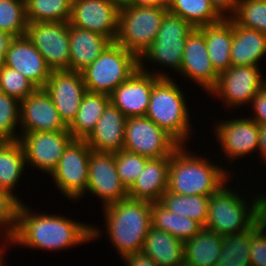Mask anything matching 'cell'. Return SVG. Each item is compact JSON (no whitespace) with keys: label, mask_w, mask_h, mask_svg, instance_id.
<instances>
[{"label":"cell","mask_w":266,"mask_h":266,"mask_svg":"<svg viewBox=\"0 0 266 266\" xmlns=\"http://www.w3.org/2000/svg\"><path fill=\"white\" fill-rule=\"evenodd\" d=\"M39 213L22 202L12 237L14 245L53 252L91 242L102 234L94 225L60 214Z\"/></svg>","instance_id":"obj_1"},{"label":"cell","mask_w":266,"mask_h":266,"mask_svg":"<svg viewBox=\"0 0 266 266\" xmlns=\"http://www.w3.org/2000/svg\"><path fill=\"white\" fill-rule=\"evenodd\" d=\"M181 145L171 156L169 164L168 192L178 195L211 196L217 192L233 173L206 159V155H196ZM189 151V152H188ZM222 166V167H221ZM231 173V174H230Z\"/></svg>","instance_id":"obj_2"},{"label":"cell","mask_w":266,"mask_h":266,"mask_svg":"<svg viewBox=\"0 0 266 266\" xmlns=\"http://www.w3.org/2000/svg\"><path fill=\"white\" fill-rule=\"evenodd\" d=\"M151 203L126 198L103 209L105 228L109 242L120 258L142 251L151 221Z\"/></svg>","instance_id":"obj_3"},{"label":"cell","mask_w":266,"mask_h":266,"mask_svg":"<svg viewBox=\"0 0 266 266\" xmlns=\"http://www.w3.org/2000/svg\"><path fill=\"white\" fill-rule=\"evenodd\" d=\"M225 183L209 198L208 216L205 227L220 235L243 232L249 229L262 215L266 195L255 191L251 202ZM239 194V195H238ZM245 198V200H244ZM248 202V203H247Z\"/></svg>","instance_id":"obj_4"},{"label":"cell","mask_w":266,"mask_h":266,"mask_svg":"<svg viewBox=\"0 0 266 266\" xmlns=\"http://www.w3.org/2000/svg\"><path fill=\"white\" fill-rule=\"evenodd\" d=\"M171 77H160L153 85L146 117L167 131L181 145L191 137L190 113L185 93Z\"/></svg>","instance_id":"obj_5"},{"label":"cell","mask_w":266,"mask_h":266,"mask_svg":"<svg viewBox=\"0 0 266 266\" xmlns=\"http://www.w3.org/2000/svg\"><path fill=\"white\" fill-rule=\"evenodd\" d=\"M139 68V58L116 42H111L102 54L83 71L88 92L110 95Z\"/></svg>","instance_id":"obj_6"},{"label":"cell","mask_w":266,"mask_h":266,"mask_svg":"<svg viewBox=\"0 0 266 266\" xmlns=\"http://www.w3.org/2000/svg\"><path fill=\"white\" fill-rule=\"evenodd\" d=\"M167 8L122 4L115 42L140 58L157 37Z\"/></svg>","instance_id":"obj_7"},{"label":"cell","mask_w":266,"mask_h":266,"mask_svg":"<svg viewBox=\"0 0 266 266\" xmlns=\"http://www.w3.org/2000/svg\"><path fill=\"white\" fill-rule=\"evenodd\" d=\"M193 29L189 22L167 12L154 42L139 58V66L149 62L167 69L171 68L178 73L181 69L187 36Z\"/></svg>","instance_id":"obj_8"},{"label":"cell","mask_w":266,"mask_h":266,"mask_svg":"<svg viewBox=\"0 0 266 266\" xmlns=\"http://www.w3.org/2000/svg\"><path fill=\"white\" fill-rule=\"evenodd\" d=\"M91 151L85 139H73L50 174L55 186L68 200L78 201L86 194Z\"/></svg>","instance_id":"obj_9"},{"label":"cell","mask_w":266,"mask_h":266,"mask_svg":"<svg viewBox=\"0 0 266 266\" xmlns=\"http://www.w3.org/2000/svg\"><path fill=\"white\" fill-rule=\"evenodd\" d=\"M181 144L146 116L129 117L123 149L149 159L170 157Z\"/></svg>","instance_id":"obj_10"},{"label":"cell","mask_w":266,"mask_h":266,"mask_svg":"<svg viewBox=\"0 0 266 266\" xmlns=\"http://www.w3.org/2000/svg\"><path fill=\"white\" fill-rule=\"evenodd\" d=\"M265 85L260 66H230L219 74L215 87L208 94L221 98L227 108L238 109L249 105Z\"/></svg>","instance_id":"obj_11"},{"label":"cell","mask_w":266,"mask_h":266,"mask_svg":"<svg viewBox=\"0 0 266 266\" xmlns=\"http://www.w3.org/2000/svg\"><path fill=\"white\" fill-rule=\"evenodd\" d=\"M147 66H139L137 71L121 83L109 96L110 102L127 118L145 116L154 83L160 77H170L167 72L151 71Z\"/></svg>","instance_id":"obj_12"},{"label":"cell","mask_w":266,"mask_h":266,"mask_svg":"<svg viewBox=\"0 0 266 266\" xmlns=\"http://www.w3.org/2000/svg\"><path fill=\"white\" fill-rule=\"evenodd\" d=\"M26 36L52 71L69 70V22L28 23Z\"/></svg>","instance_id":"obj_13"},{"label":"cell","mask_w":266,"mask_h":266,"mask_svg":"<svg viewBox=\"0 0 266 266\" xmlns=\"http://www.w3.org/2000/svg\"><path fill=\"white\" fill-rule=\"evenodd\" d=\"M214 133L217 145L228 161L234 163L238 158L258 154L259 125L248 118H230L218 120L214 125Z\"/></svg>","instance_id":"obj_14"},{"label":"cell","mask_w":266,"mask_h":266,"mask_svg":"<svg viewBox=\"0 0 266 266\" xmlns=\"http://www.w3.org/2000/svg\"><path fill=\"white\" fill-rule=\"evenodd\" d=\"M73 139L69 131H52L20 135L19 141L24 150L27 167L50 175Z\"/></svg>","instance_id":"obj_15"},{"label":"cell","mask_w":266,"mask_h":266,"mask_svg":"<svg viewBox=\"0 0 266 266\" xmlns=\"http://www.w3.org/2000/svg\"><path fill=\"white\" fill-rule=\"evenodd\" d=\"M86 192L99 197L103 208L128 198V189L117 173L115 153L91 151Z\"/></svg>","instance_id":"obj_16"},{"label":"cell","mask_w":266,"mask_h":266,"mask_svg":"<svg viewBox=\"0 0 266 266\" xmlns=\"http://www.w3.org/2000/svg\"><path fill=\"white\" fill-rule=\"evenodd\" d=\"M120 6L113 0H72L69 23L80 29L100 33L115 42Z\"/></svg>","instance_id":"obj_17"},{"label":"cell","mask_w":266,"mask_h":266,"mask_svg":"<svg viewBox=\"0 0 266 266\" xmlns=\"http://www.w3.org/2000/svg\"><path fill=\"white\" fill-rule=\"evenodd\" d=\"M44 89L50 95L61 120L68 127L75 119L81 100L87 92L81 72L52 71Z\"/></svg>","instance_id":"obj_18"},{"label":"cell","mask_w":266,"mask_h":266,"mask_svg":"<svg viewBox=\"0 0 266 266\" xmlns=\"http://www.w3.org/2000/svg\"><path fill=\"white\" fill-rule=\"evenodd\" d=\"M20 135L33 132L68 131L50 95L37 88L20 102Z\"/></svg>","instance_id":"obj_19"},{"label":"cell","mask_w":266,"mask_h":266,"mask_svg":"<svg viewBox=\"0 0 266 266\" xmlns=\"http://www.w3.org/2000/svg\"><path fill=\"white\" fill-rule=\"evenodd\" d=\"M209 93L218 81L219 73L214 69L207 53L204 35L198 28L187 36L181 69L178 72Z\"/></svg>","instance_id":"obj_20"},{"label":"cell","mask_w":266,"mask_h":266,"mask_svg":"<svg viewBox=\"0 0 266 266\" xmlns=\"http://www.w3.org/2000/svg\"><path fill=\"white\" fill-rule=\"evenodd\" d=\"M2 64L17 70L37 88L45 87L52 72L26 35L11 38Z\"/></svg>","instance_id":"obj_21"},{"label":"cell","mask_w":266,"mask_h":266,"mask_svg":"<svg viewBox=\"0 0 266 266\" xmlns=\"http://www.w3.org/2000/svg\"><path fill=\"white\" fill-rule=\"evenodd\" d=\"M127 117L111 102L85 139L92 151L116 153L123 150Z\"/></svg>","instance_id":"obj_22"},{"label":"cell","mask_w":266,"mask_h":266,"mask_svg":"<svg viewBox=\"0 0 266 266\" xmlns=\"http://www.w3.org/2000/svg\"><path fill=\"white\" fill-rule=\"evenodd\" d=\"M170 157L149 159L143 171L128 189V198L160 202L168 189Z\"/></svg>","instance_id":"obj_23"},{"label":"cell","mask_w":266,"mask_h":266,"mask_svg":"<svg viewBox=\"0 0 266 266\" xmlns=\"http://www.w3.org/2000/svg\"><path fill=\"white\" fill-rule=\"evenodd\" d=\"M112 41L97 32L69 23V70L81 72L93 63Z\"/></svg>","instance_id":"obj_24"},{"label":"cell","mask_w":266,"mask_h":266,"mask_svg":"<svg viewBox=\"0 0 266 266\" xmlns=\"http://www.w3.org/2000/svg\"><path fill=\"white\" fill-rule=\"evenodd\" d=\"M198 29L204 35L207 53L214 69L220 74L231 66V46L233 42V25L231 18L201 25Z\"/></svg>","instance_id":"obj_25"},{"label":"cell","mask_w":266,"mask_h":266,"mask_svg":"<svg viewBox=\"0 0 266 266\" xmlns=\"http://www.w3.org/2000/svg\"><path fill=\"white\" fill-rule=\"evenodd\" d=\"M231 66H259L266 55V35L238 25L232 18ZM262 58V59H261Z\"/></svg>","instance_id":"obj_26"},{"label":"cell","mask_w":266,"mask_h":266,"mask_svg":"<svg viewBox=\"0 0 266 266\" xmlns=\"http://www.w3.org/2000/svg\"><path fill=\"white\" fill-rule=\"evenodd\" d=\"M141 252L158 266H184V242L153 226L146 235Z\"/></svg>","instance_id":"obj_27"},{"label":"cell","mask_w":266,"mask_h":266,"mask_svg":"<svg viewBox=\"0 0 266 266\" xmlns=\"http://www.w3.org/2000/svg\"><path fill=\"white\" fill-rule=\"evenodd\" d=\"M222 244V235L203 227L184 242V266H216Z\"/></svg>","instance_id":"obj_28"},{"label":"cell","mask_w":266,"mask_h":266,"mask_svg":"<svg viewBox=\"0 0 266 266\" xmlns=\"http://www.w3.org/2000/svg\"><path fill=\"white\" fill-rule=\"evenodd\" d=\"M109 103V95L87 91L81 100L75 119L68 126L71 136L74 139H86L95 129Z\"/></svg>","instance_id":"obj_29"},{"label":"cell","mask_w":266,"mask_h":266,"mask_svg":"<svg viewBox=\"0 0 266 266\" xmlns=\"http://www.w3.org/2000/svg\"><path fill=\"white\" fill-rule=\"evenodd\" d=\"M265 222L263 215L247 230L222 236V249L216 266H251L252 234Z\"/></svg>","instance_id":"obj_30"},{"label":"cell","mask_w":266,"mask_h":266,"mask_svg":"<svg viewBox=\"0 0 266 266\" xmlns=\"http://www.w3.org/2000/svg\"><path fill=\"white\" fill-rule=\"evenodd\" d=\"M151 221L153 227L183 242L193 238L203 228L195 220L168 210L161 202L151 203Z\"/></svg>","instance_id":"obj_31"},{"label":"cell","mask_w":266,"mask_h":266,"mask_svg":"<svg viewBox=\"0 0 266 266\" xmlns=\"http://www.w3.org/2000/svg\"><path fill=\"white\" fill-rule=\"evenodd\" d=\"M26 167L20 141H3L0 144V189L14 194Z\"/></svg>","instance_id":"obj_32"},{"label":"cell","mask_w":266,"mask_h":266,"mask_svg":"<svg viewBox=\"0 0 266 266\" xmlns=\"http://www.w3.org/2000/svg\"><path fill=\"white\" fill-rule=\"evenodd\" d=\"M210 196L178 195L166 191L160 202L170 211L198 222L205 227Z\"/></svg>","instance_id":"obj_33"},{"label":"cell","mask_w":266,"mask_h":266,"mask_svg":"<svg viewBox=\"0 0 266 266\" xmlns=\"http://www.w3.org/2000/svg\"><path fill=\"white\" fill-rule=\"evenodd\" d=\"M167 9L171 14L189 22L194 28L222 19L209 0H169Z\"/></svg>","instance_id":"obj_34"},{"label":"cell","mask_w":266,"mask_h":266,"mask_svg":"<svg viewBox=\"0 0 266 266\" xmlns=\"http://www.w3.org/2000/svg\"><path fill=\"white\" fill-rule=\"evenodd\" d=\"M28 23L69 22L72 0H25Z\"/></svg>","instance_id":"obj_35"},{"label":"cell","mask_w":266,"mask_h":266,"mask_svg":"<svg viewBox=\"0 0 266 266\" xmlns=\"http://www.w3.org/2000/svg\"><path fill=\"white\" fill-rule=\"evenodd\" d=\"M28 21L25 2H6L0 0V32L11 38L25 36Z\"/></svg>","instance_id":"obj_36"},{"label":"cell","mask_w":266,"mask_h":266,"mask_svg":"<svg viewBox=\"0 0 266 266\" xmlns=\"http://www.w3.org/2000/svg\"><path fill=\"white\" fill-rule=\"evenodd\" d=\"M232 19L244 28L266 35V0H238Z\"/></svg>","instance_id":"obj_37"},{"label":"cell","mask_w":266,"mask_h":266,"mask_svg":"<svg viewBox=\"0 0 266 266\" xmlns=\"http://www.w3.org/2000/svg\"><path fill=\"white\" fill-rule=\"evenodd\" d=\"M20 102L0 92V138L17 141L20 138ZM17 130V131H15Z\"/></svg>","instance_id":"obj_38"},{"label":"cell","mask_w":266,"mask_h":266,"mask_svg":"<svg viewBox=\"0 0 266 266\" xmlns=\"http://www.w3.org/2000/svg\"><path fill=\"white\" fill-rule=\"evenodd\" d=\"M36 89L37 87L17 70L0 64V92L21 102Z\"/></svg>","instance_id":"obj_39"},{"label":"cell","mask_w":266,"mask_h":266,"mask_svg":"<svg viewBox=\"0 0 266 266\" xmlns=\"http://www.w3.org/2000/svg\"><path fill=\"white\" fill-rule=\"evenodd\" d=\"M149 158L125 149L115 153V163L119 179L129 189L143 171Z\"/></svg>","instance_id":"obj_40"},{"label":"cell","mask_w":266,"mask_h":266,"mask_svg":"<svg viewBox=\"0 0 266 266\" xmlns=\"http://www.w3.org/2000/svg\"><path fill=\"white\" fill-rule=\"evenodd\" d=\"M22 202L17 195L0 189V237H13Z\"/></svg>","instance_id":"obj_41"},{"label":"cell","mask_w":266,"mask_h":266,"mask_svg":"<svg viewBox=\"0 0 266 266\" xmlns=\"http://www.w3.org/2000/svg\"><path fill=\"white\" fill-rule=\"evenodd\" d=\"M249 254L251 266H266V222L252 234Z\"/></svg>","instance_id":"obj_42"},{"label":"cell","mask_w":266,"mask_h":266,"mask_svg":"<svg viewBox=\"0 0 266 266\" xmlns=\"http://www.w3.org/2000/svg\"><path fill=\"white\" fill-rule=\"evenodd\" d=\"M249 106L253 111L249 118L258 125H266V85L253 97Z\"/></svg>","instance_id":"obj_43"},{"label":"cell","mask_w":266,"mask_h":266,"mask_svg":"<svg viewBox=\"0 0 266 266\" xmlns=\"http://www.w3.org/2000/svg\"><path fill=\"white\" fill-rule=\"evenodd\" d=\"M222 18H232L237 10L238 0H209Z\"/></svg>","instance_id":"obj_44"},{"label":"cell","mask_w":266,"mask_h":266,"mask_svg":"<svg viewBox=\"0 0 266 266\" xmlns=\"http://www.w3.org/2000/svg\"><path fill=\"white\" fill-rule=\"evenodd\" d=\"M122 261L126 266H158L149 256L143 254L142 252L127 254Z\"/></svg>","instance_id":"obj_45"},{"label":"cell","mask_w":266,"mask_h":266,"mask_svg":"<svg viewBox=\"0 0 266 266\" xmlns=\"http://www.w3.org/2000/svg\"><path fill=\"white\" fill-rule=\"evenodd\" d=\"M258 153L260 155V161L266 164V125H259Z\"/></svg>","instance_id":"obj_46"},{"label":"cell","mask_w":266,"mask_h":266,"mask_svg":"<svg viewBox=\"0 0 266 266\" xmlns=\"http://www.w3.org/2000/svg\"><path fill=\"white\" fill-rule=\"evenodd\" d=\"M131 5L168 8L169 0H130Z\"/></svg>","instance_id":"obj_47"},{"label":"cell","mask_w":266,"mask_h":266,"mask_svg":"<svg viewBox=\"0 0 266 266\" xmlns=\"http://www.w3.org/2000/svg\"><path fill=\"white\" fill-rule=\"evenodd\" d=\"M1 239L3 241H1ZM6 244L9 245V247H10V244H11V246L14 247L13 238L12 237H3V238L0 237V266H5V264H4L5 258H3V257H5L4 255H5L6 249L9 248ZM5 247H7V248H5Z\"/></svg>","instance_id":"obj_48"},{"label":"cell","mask_w":266,"mask_h":266,"mask_svg":"<svg viewBox=\"0 0 266 266\" xmlns=\"http://www.w3.org/2000/svg\"><path fill=\"white\" fill-rule=\"evenodd\" d=\"M11 40V37L8 36L5 33L0 32V64L3 62L7 46L9 44V41Z\"/></svg>","instance_id":"obj_49"},{"label":"cell","mask_w":266,"mask_h":266,"mask_svg":"<svg viewBox=\"0 0 266 266\" xmlns=\"http://www.w3.org/2000/svg\"><path fill=\"white\" fill-rule=\"evenodd\" d=\"M113 1H115V2L119 3L120 5H122V4L128 3L130 0H113Z\"/></svg>","instance_id":"obj_50"},{"label":"cell","mask_w":266,"mask_h":266,"mask_svg":"<svg viewBox=\"0 0 266 266\" xmlns=\"http://www.w3.org/2000/svg\"><path fill=\"white\" fill-rule=\"evenodd\" d=\"M6 2H25V0H3Z\"/></svg>","instance_id":"obj_51"},{"label":"cell","mask_w":266,"mask_h":266,"mask_svg":"<svg viewBox=\"0 0 266 266\" xmlns=\"http://www.w3.org/2000/svg\"><path fill=\"white\" fill-rule=\"evenodd\" d=\"M263 217H264V220H265V222H266V205H265V207H264Z\"/></svg>","instance_id":"obj_52"}]
</instances>
